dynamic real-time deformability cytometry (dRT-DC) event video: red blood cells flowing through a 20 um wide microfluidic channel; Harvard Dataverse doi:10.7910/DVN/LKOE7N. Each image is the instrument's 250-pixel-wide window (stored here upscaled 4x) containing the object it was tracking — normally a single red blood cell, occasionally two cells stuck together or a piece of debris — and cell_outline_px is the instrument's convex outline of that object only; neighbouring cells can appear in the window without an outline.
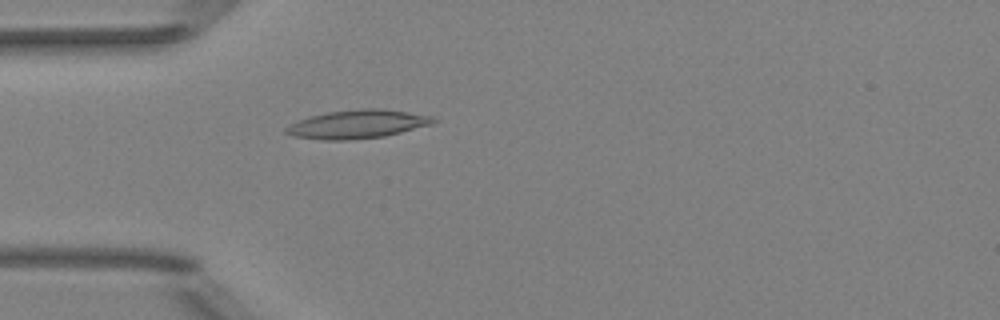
{"species": "Egyptian fruit bat (a non-hibernating species)", "species_latin": "Rousettus aegyptiacus", "temperature_condition": "room temperature", "stored_images_in_passage": 42, "camera_frame_rate_fps": 3000, "um_per_image_px": 0.085, "animal": {"sex": "female"}, "frame": {"image": 1, "passage_image": 6, "time_ms": 1.667, "image_size_px": [1000, 320], "cell_outline_px": [[436, 120], [432, 124], [384, 136], [348, 140], [320, 140], [292, 136], [284, 132], [284, 128], [288, 124], [308, 116], [328, 112], [364, 108], [384, 108], [432, 116]], "centroid_in_image_um": [30.31, 10.55], "position_along_channel_um": 54.7, "area_um2": 24.57}}
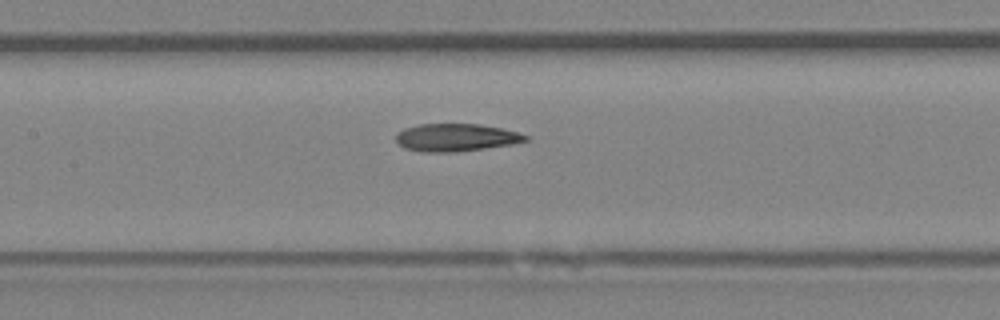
{"frame": {"image": 2, "passage_image": 15, "time_ms": 4.667, "image_size_px": [1000, 320], "cell_outline_px": [[528, 140], [508, 144], [484, 148], [452, 152], [424, 152], [404, 148], [396, 140], [396, 132], [404, 128], [420, 124], [480, 124], [500, 128], [516, 132], [528, 136]], "centroid_in_image_um": [38.69, 11.68], "position_along_channel_um": 168.7, "area_um2": 20.58}}
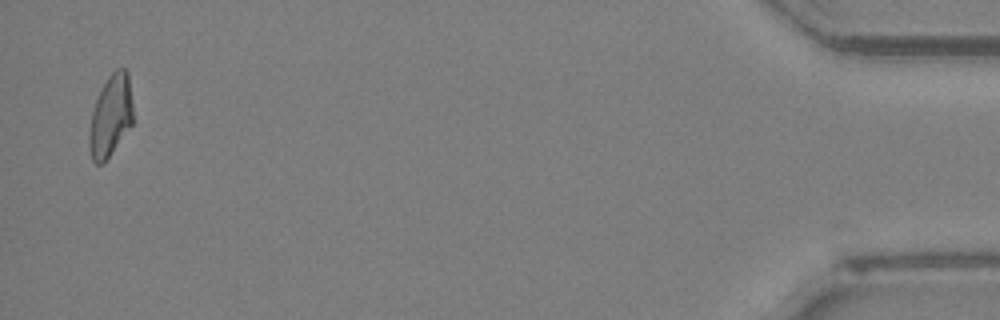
{"frame": {"image": 3, "passage_image": 41, "time_ms": 13.333, "image_size_px": [1000, 320], "cell_outline_px": [[132, 124], [108, 156], [100, 164], [96, 164], [92, 160], [88, 148], [88, 132], [92, 112], [96, 100], [108, 76], [116, 68], [124, 68], [128, 72], [132, 104]], "centroid_in_image_um": [9.38, 9.83], "position_along_channel_um": 425.8, "area_um2": 20.52}, "authors_computed_cell_mechanics": {"area_um2": 20.9236, "velocity_mm_per_s": 4.0158, "shape_relaxation_time_tau1_ms": null, "shape_relaxation_time_tau2_ms": 3.4314, "deformation_change_tau1": null, "deformation_change_tau2": 0.1222}}